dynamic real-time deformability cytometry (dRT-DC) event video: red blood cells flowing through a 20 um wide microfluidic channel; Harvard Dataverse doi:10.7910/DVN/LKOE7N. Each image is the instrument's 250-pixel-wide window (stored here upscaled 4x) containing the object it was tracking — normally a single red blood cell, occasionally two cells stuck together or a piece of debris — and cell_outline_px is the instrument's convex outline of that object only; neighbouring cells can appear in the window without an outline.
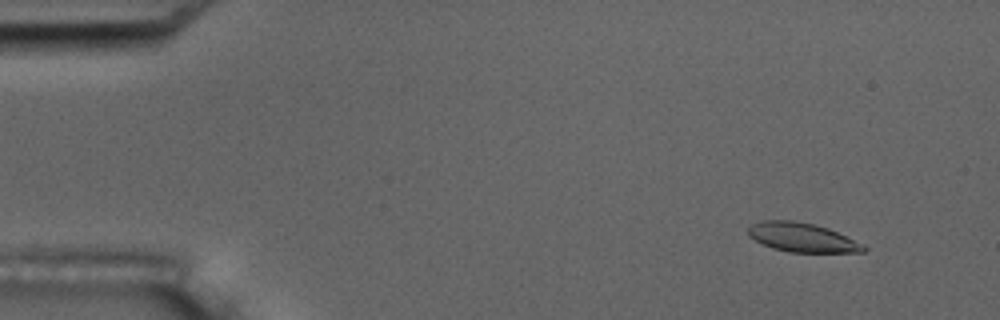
{"species": "common noctule bat (a hibernating species)", "species_latin": "Nyctalus noctula", "temperature_condition": "room temperature", "stored_images_in_passage": 7, "camera_frame_rate_fps": 3000, "um_per_image_px": 0.085, "animal": {"sex": "male", "body_mass_g": 17.5, "forearm_length_mm": 52.3}, "frame": {"image": 1, "passage_image": 2, "time_ms": 1.333, "image_size_px": [1000, 320], "cell_outline_px": [[868, 248], [864, 252], [788, 252], [772, 248], [748, 236], [748, 228], [752, 224], [760, 220], [792, 220], [812, 224], [828, 228], [864, 244]], "centroid_in_image_um": [68.18, 20.18], "position_along_channel_um": 16.8, "area_um2": 19.54}}
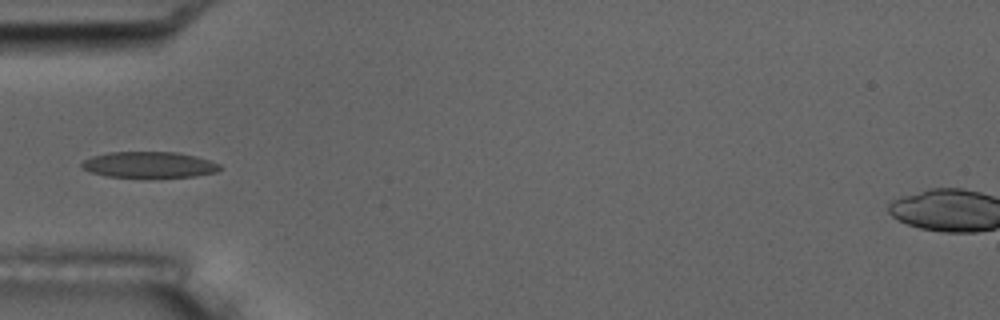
{"frame": {"image": 2, "passage_image": 5, "time_ms": 5.667, "image_size_px": [1000, 320], "cell_outline_px": [[224, 168], [216, 172], [196, 176], [148, 180], [108, 176], [92, 172], [84, 168], [80, 164], [84, 160], [92, 156], [108, 152], [176, 152], [196, 156], [220, 164]], "centroid_in_image_um": [12.72, 14.04], "position_along_channel_um": 72.3, "area_um2": 21.79}}